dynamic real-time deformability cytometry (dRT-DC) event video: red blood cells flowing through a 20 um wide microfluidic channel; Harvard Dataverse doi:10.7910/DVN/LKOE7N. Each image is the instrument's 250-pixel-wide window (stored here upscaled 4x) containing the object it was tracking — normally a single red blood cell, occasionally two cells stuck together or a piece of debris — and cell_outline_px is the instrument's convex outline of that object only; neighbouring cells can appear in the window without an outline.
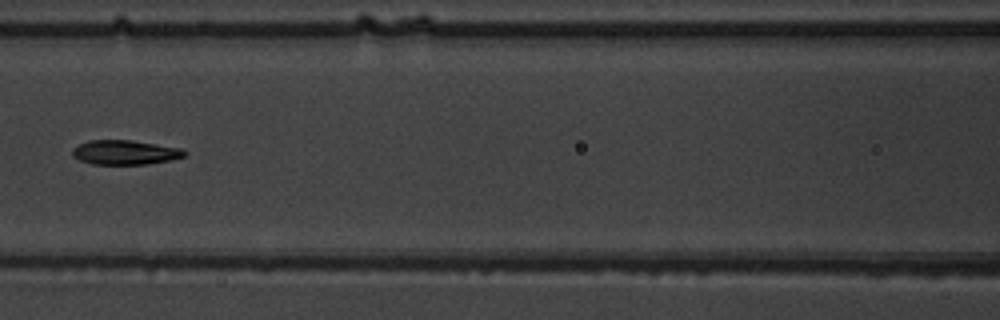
{"species": "common noctule bat (a hibernating species)", "species_latin": "Nyctalus noctula", "temperature_condition": "warm", "stored_images_in_passage": 7, "camera_frame_rate_fps": 3000, "um_per_image_px": 0.085, "animal": {"sex": "male", "body_mass_g": 19.5, "forearm_length_mm": 54.6}, "frame": {"image": 1, "passage_image": 5, "time_ms": 4.667, "image_size_px": [1000, 320], "cell_outline_px": [[188, 152], [184, 156], [168, 160], [148, 164], [92, 164], [80, 160], [72, 156], [72, 148], [88, 140], [128, 140], [184, 148]], "centroid_in_image_um": [10.62, 12.95], "position_along_channel_um": 156.0, "area_um2": 15.95}}
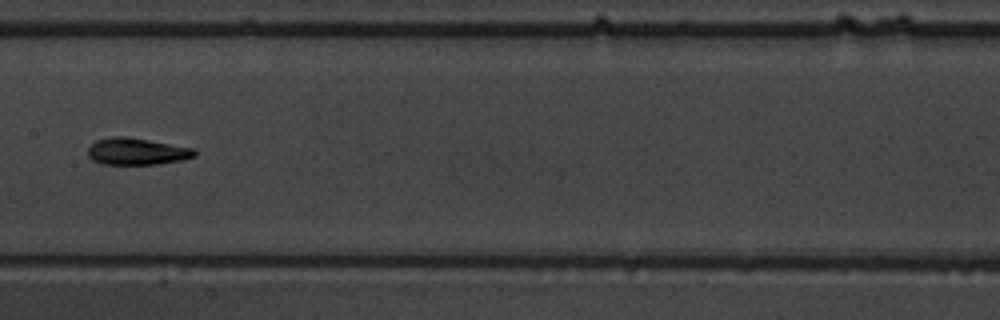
{"frame": {"image": 2, "passage_image": 6, "time_ms": 5.667, "image_size_px": [1000, 320], "cell_outline_px": [[196, 156], [180, 160], [156, 164], [104, 164], [92, 160], [88, 156], [88, 148], [96, 140], [112, 136], [124, 136], [196, 148]], "centroid_in_image_um": [11.63, 12.87], "position_along_channel_um": 195.8, "area_um2": 16.65}}